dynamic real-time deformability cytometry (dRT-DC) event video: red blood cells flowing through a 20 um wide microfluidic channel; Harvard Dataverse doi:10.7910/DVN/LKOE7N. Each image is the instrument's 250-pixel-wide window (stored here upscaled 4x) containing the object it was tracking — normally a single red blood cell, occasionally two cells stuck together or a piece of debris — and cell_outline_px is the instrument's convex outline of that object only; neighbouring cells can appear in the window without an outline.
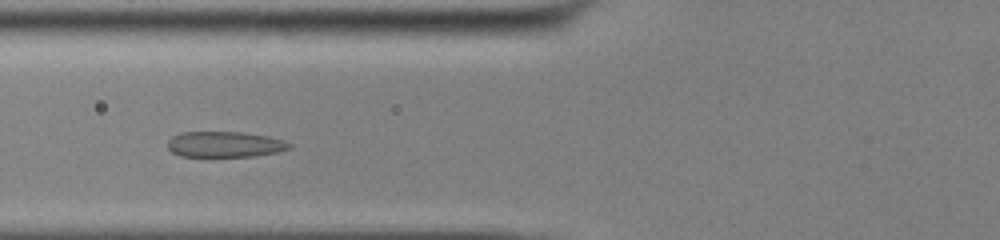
{"species": "common noctule bat (a hibernating species)", "species_latin": "Nyctalus noctula", "temperature_condition": "cold", "stored_images_in_passage": 44, "camera_frame_rate_fps": 3000, "um_per_image_px": 0.085, "animal": {"sex": "male", "body_mass_g": 13.0, "forearm_length_mm": 53.1}, "frame": {"image": 1, "passage_image": 13, "time_ms": 4.0, "image_size_px": [1000, 240], "cell_outline_px": [[292, 148], [280, 152], [256, 156], [180, 156], [172, 152], [168, 148], [168, 140], [172, 136], [180, 132], [244, 132], [268, 136], [284, 140], [292, 144]], "centroid_in_image_um": [19.15, 12.27], "position_along_channel_um": 106.7, "area_um2": 18.44}}
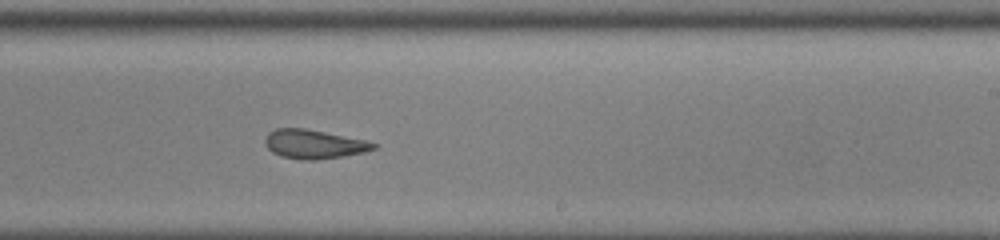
{"frame": {"image": 2, "passage_image": 25, "time_ms": 8.0, "image_size_px": [1000, 240], "cell_outline_px": [[376, 148], [364, 152], [344, 156], [316, 160], [300, 160], [280, 156], [272, 152], [264, 144], [264, 140], [268, 132], [276, 128], [304, 128], [368, 140], [376, 144]], "centroid_in_image_um": [26.66, 12.25], "position_along_channel_um": 262.3, "area_um2": 18.5}}
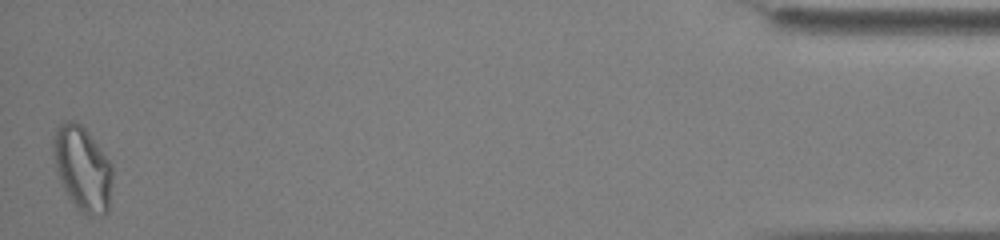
{"frame": {"image": 3, "passage_image": 44, "time_ms": 14.333, "image_size_px": [1000, 240], "cell_outline_px": [[112, 180], [108, 212], [100, 216], [80, 212], [72, 204], [60, 180], [56, 168], [52, 152], [52, 136], [56, 128], [64, 120], [72, 120], [80, 124], [88, 132], [112, 164]], "centroid_in_image_um": [7.0, 14.31], "position_along_channel_um": 428.2, "area_um2": 29.25}, "authors_computed_cell_mechanics": {"area_um2": 19.7098, "velocity_mm_per_s": 3.8854, "shape_relaxation_time_tau1_ms": null, "shape_relaxation_time_tau2_ms": 1.498, "deformation_change_tau1": null, "deformation_change_tau2": 0.0698}}